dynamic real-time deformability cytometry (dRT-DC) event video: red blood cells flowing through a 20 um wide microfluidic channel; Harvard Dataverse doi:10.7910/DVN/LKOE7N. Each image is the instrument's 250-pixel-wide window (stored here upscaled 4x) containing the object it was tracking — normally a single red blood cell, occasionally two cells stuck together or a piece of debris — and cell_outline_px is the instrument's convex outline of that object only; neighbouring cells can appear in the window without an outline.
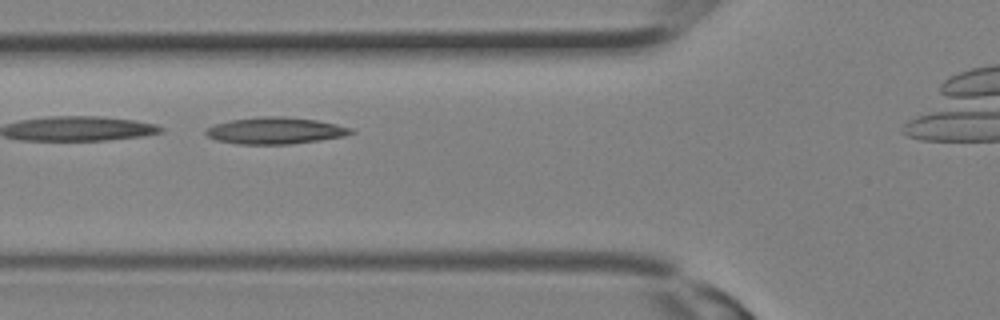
{"species": "Egyptian fruit bat (a non-hibernating species)", "species_latin": "Rousettus aegyptiacus", "temperature_condition": "room temperature", "stored_images_in_passage": 23, "camera_frame_rate_fps": 3000, "um_per_image_px": 0.085, "animal": {"sex": "female"}, "frame": {"image": 1, "passage_image": 7, "time_ms": 2.0, "image_size_px": [1000, 320], "cell_outline_px": [[356, 132], [344, 136], [320, 140], [288, 144], [240, 144], [216, 140], [208, 136], [204, 132], [208, 128], [216, 124], [232, 120], [260, 116], [284, 116], [316, 120], [336, 124], [352, 128]], "centroid_in_image_um": [23.43, 11.1], "position_along_channel_um": 102.4, "area_um2": 22.43}}
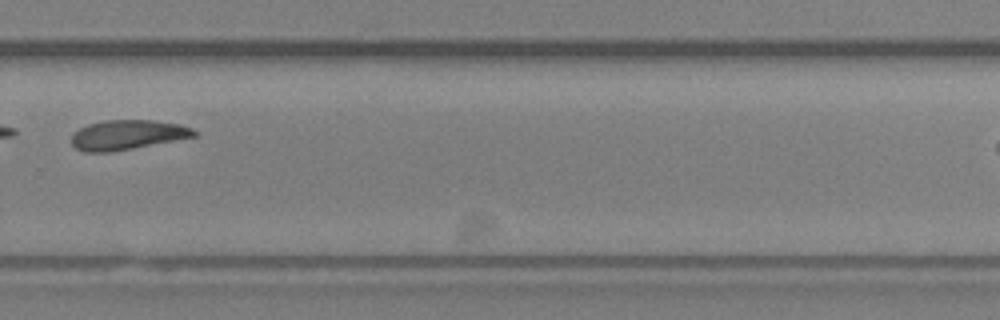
{"frame": {"image": 2, "passage_image": 17, "time_ms": 5.333, "image_size_px": [1000, 320], "cell_outline_px": [[196, 136], [132, 148], [108, 152], [84, 152], [76, 148], [72, 144], [72, 136], [80, 128], [88, 124], [104, 120], [152, 120], [180, 124], [192, 128], [196, 132]], "centroid_in_image_um": [10.82, 11.45], "position_along_channel_um": 319.0, "area_um2": 20.92}}